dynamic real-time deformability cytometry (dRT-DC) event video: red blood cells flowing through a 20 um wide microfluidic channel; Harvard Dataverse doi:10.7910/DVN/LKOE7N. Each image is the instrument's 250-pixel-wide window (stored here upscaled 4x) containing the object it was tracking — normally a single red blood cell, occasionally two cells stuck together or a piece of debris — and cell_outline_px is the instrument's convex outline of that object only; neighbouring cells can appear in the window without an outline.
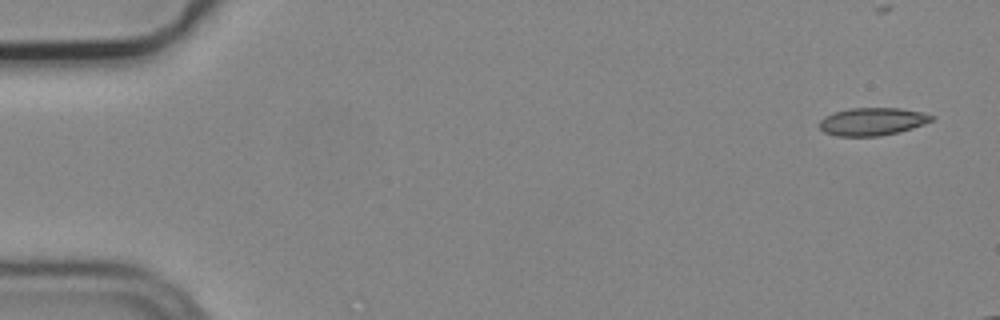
{"species": "common noctule bat (a hibernating species)", "species_latin": "Nyctalus noctula", "temperature_condition": "cold", "stored_images_in_passage": 3, "camera_frame_rate_fps": 3000, "um_per_image_px": 0.085, "animal": {"sex": "male", "body_mass_g": 19.2, "forearm_length_mm": 51.8}, "frame": {"image": 1, "passage_image": 1, "time_ms": 0.0, "image_size_px": [1000, 320], "cell_outline_px": [[936, 116], [932, 120], [924, 124], [912, 128], [880, 136], [836, 136], [824, 132], [820, 128], [820, 120], [824, 116], [836, 112], [852, 108], [900, 108], [920, 112]], "centroid_in_image_um": [74.14, 10.33], "position_along_channel_um": 10.9, "area_um2": 17.98}}